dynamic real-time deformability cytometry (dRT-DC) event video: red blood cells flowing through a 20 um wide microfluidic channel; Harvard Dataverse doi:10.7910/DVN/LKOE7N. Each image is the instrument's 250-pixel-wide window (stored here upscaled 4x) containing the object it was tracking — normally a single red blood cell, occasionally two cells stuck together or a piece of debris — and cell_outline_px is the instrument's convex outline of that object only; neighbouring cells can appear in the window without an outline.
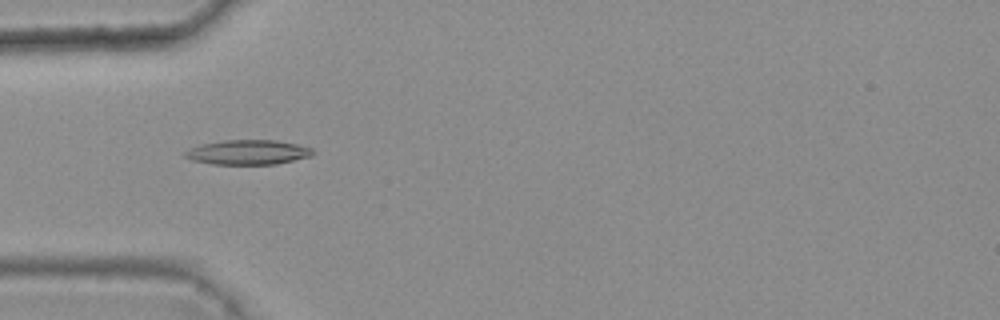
{"species": "common noctule bat (a hibernating species)", "species_latin": "Nyctalus noctula", "temperature_condition": "warm", "stored_images_in_passage": 8, "camera_frame_rate_fps": 3000, "um_per_image_px": 0.085, "animal": {"sex": "female", "body_mass_g": 25.1}, "frame": {"image": 1, "passage_image": 4, "time_ms": 1.0, "image_size_px": [1000, 320], "cell_outline_px": [[316, 152], [312, 156], [276, 164], [212, 164], [192, 160], [184, 156], [184, 152], [200, 144], [224, 140], [276, 140], [296, 144], [312, 148]], "centroid_in_image_um": [21.1, 12.94], "position_along_channel_um": 63.9, "area_um2": 18.38}}
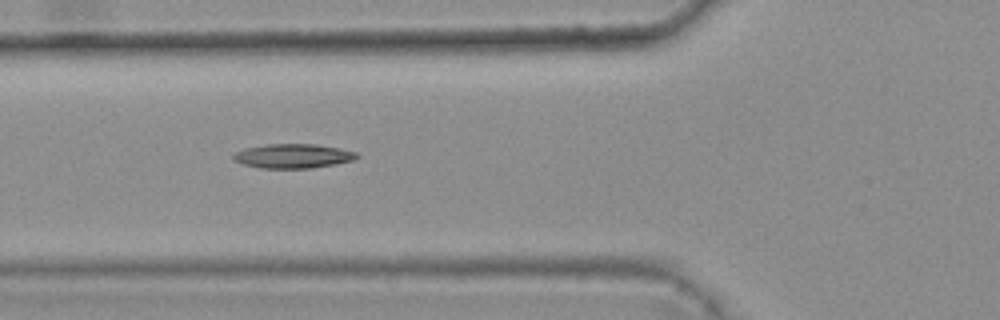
{"frame": {"image": 2, "passage_image": 5, "time_ms": 1.333, "image_size_px": [1000, 320], "cell_outline_px": [[360, 156], [352, 160], [312, 168], [260, 168], [244, 164], [232, 160], [232, 156], [236, 152], [244, 148], [268, 144], [316, 144], [340, 148], [356, 152]], "centroid_in_image_um": [24.88, 13.25], "position_along_channel_um": 100.9, "area_um2": 17.4}}
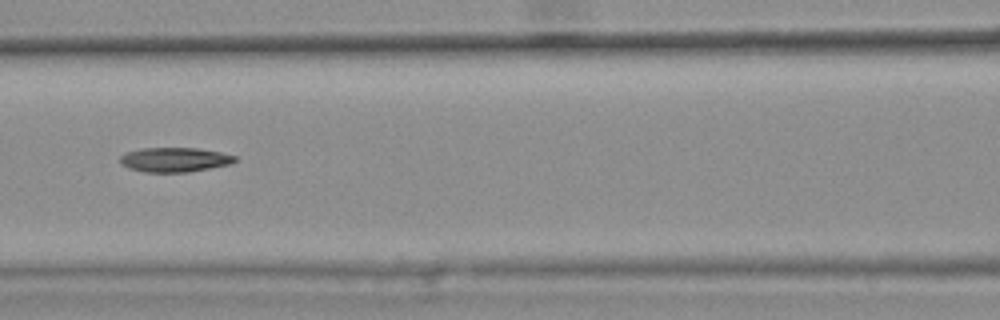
{"frame": {"image": 3, "passage_image": 6, "time_ms": 1.667, "image_size_px": [1000, 320], "cell_outline_px": [[236, 160], [232, 164], [188, 172], [144, 172], [128, 168], [120, 164], [120, 156], [128, 152], [140, 148], [196, 148], [220, 152], [236, 156]], "centroid_in_image_um": [14.83, 13.58], "position_along_channel_um": 151.8, "area_um2": 16.42}}